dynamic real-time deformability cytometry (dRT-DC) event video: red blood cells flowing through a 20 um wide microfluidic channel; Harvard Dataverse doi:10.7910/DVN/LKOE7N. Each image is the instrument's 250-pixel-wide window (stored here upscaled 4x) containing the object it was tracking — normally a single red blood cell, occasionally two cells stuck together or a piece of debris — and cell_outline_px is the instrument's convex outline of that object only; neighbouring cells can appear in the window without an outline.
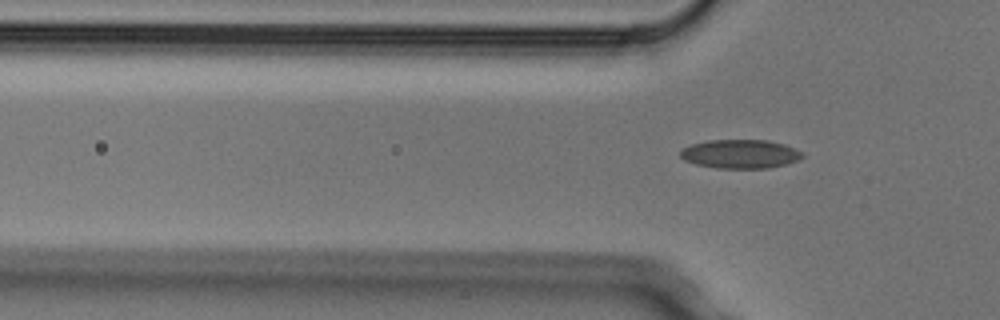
{"species": "Egyptian fruit bat (a non-hibernating species)", "species_latin": "Rousettus aegyptiacus", "temperature_condition": "cold", "stored_images_in_passage": 5, "camera_frame_rate_fps": 3000, "um_per_image_px": 0.085, "animal": {"sex": "male"}, "frame": {"image": 1, "passage_image": 5, "time_ms": 1.333, "image_size_px": [1000, 320], "cell_outline_px": [[804, 156], [800, 160], [768, 168], [716, 168], [696, 164], [684, 160], [680, 156], [680, 152], [684, 148], [692, 144], [708, 140], [768, 140], [784, 144], [804, 152]], "centroid_in_image_um": [62.95, 13.08], "position_along_channel_um": 62.8, "area_um2": 20.52}}